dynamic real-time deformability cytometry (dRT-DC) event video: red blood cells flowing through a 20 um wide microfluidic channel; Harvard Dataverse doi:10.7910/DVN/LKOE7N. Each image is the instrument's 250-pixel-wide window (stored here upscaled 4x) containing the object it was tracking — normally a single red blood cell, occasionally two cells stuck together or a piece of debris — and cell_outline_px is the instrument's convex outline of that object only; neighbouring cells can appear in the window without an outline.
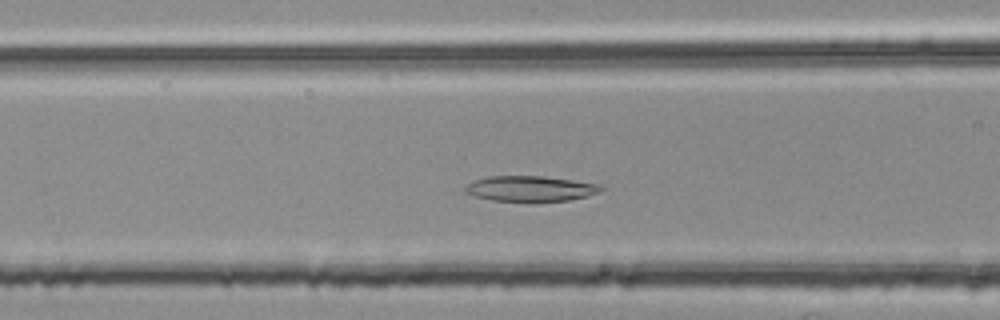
{"species": "common noctule bat (a hibernating species)", "species_latin": "Nyctalus noctula", "temperature_condition": "room temperature", "stored_images_in_passage": 43, "camera_frame_rate_fps": 3000, "um_per_image_px": 0.085, "animal": {"sex": "female", "body_mass_g": 25.1}, "frame": {"image": 1, "passage_image": 15, "time_ms": 4.667, "image_size_px": [1000, 320], "cell_outline_px": [[604, 188], [600, 192], [588, 196], [568, 200], [492, 200], [476, 196], [464, 192], [464, 188], [472, 180], [488, 176], [544, 176], [600, 184]], "centroid_in_image_um": [45.08, 16.01], "position_along_channel_um": 121.5, "area_um2": 19.83}}
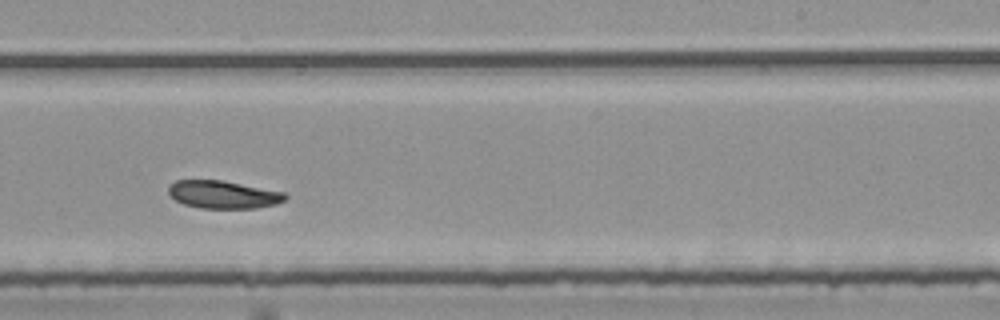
{"frame": {"image": 2, "passage_image": 27, "time_ms": 8.667, "image_size_px": [1000, 320], "cell_outline_px": [[288, 196], [284, 200], [276, 204], [256, 208], [200, 208], [184, 204], [176, 200], [168, 192], [168, 184], [176, 180], [220, 180], [284, 192]], "centroid_in_image_um": [18.95, 16.53], "position_along_channel_um": 270.1, "area_um2": 18.79}}
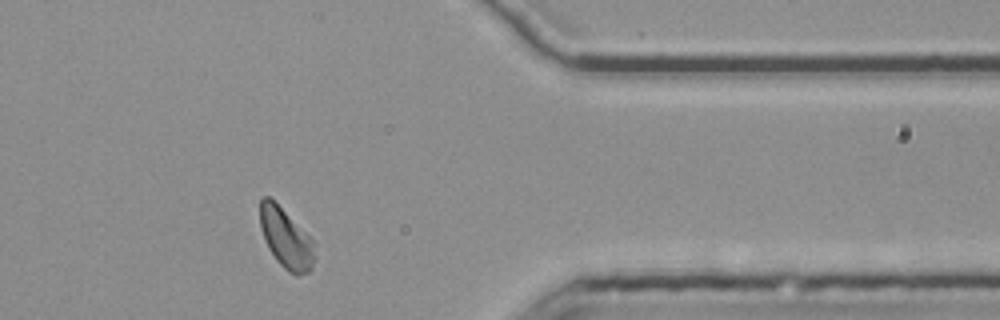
{"frame": {"image": 3, "passage_image": 38, "time_ms": 12.333, "image_size_px": [1000, 320], "cell_outline_px": [[316, 260], [312, 268], [308, 272], [296, 276], [288, 272], [276, 260], [268, 248], [264, 240], [260, 228], [260, 200], [264, 196], [268, 196], [316, 244]], "centroid_in_image_um": [24.32, 20.34], "position_along_channel_um": 387.1, "area_um2": 18.9}, "authors_computed_cell_mechanics": {"area_um2": 19.7676, "velocity_mm_per_s": 3.7248, "shape_relaxation_time_tau1_ms": 3.2361, "shape_relaxation_time_tau2_ms": null, "deformation_change_tau1": 0.1132, "deformation_change_tau2": null}}